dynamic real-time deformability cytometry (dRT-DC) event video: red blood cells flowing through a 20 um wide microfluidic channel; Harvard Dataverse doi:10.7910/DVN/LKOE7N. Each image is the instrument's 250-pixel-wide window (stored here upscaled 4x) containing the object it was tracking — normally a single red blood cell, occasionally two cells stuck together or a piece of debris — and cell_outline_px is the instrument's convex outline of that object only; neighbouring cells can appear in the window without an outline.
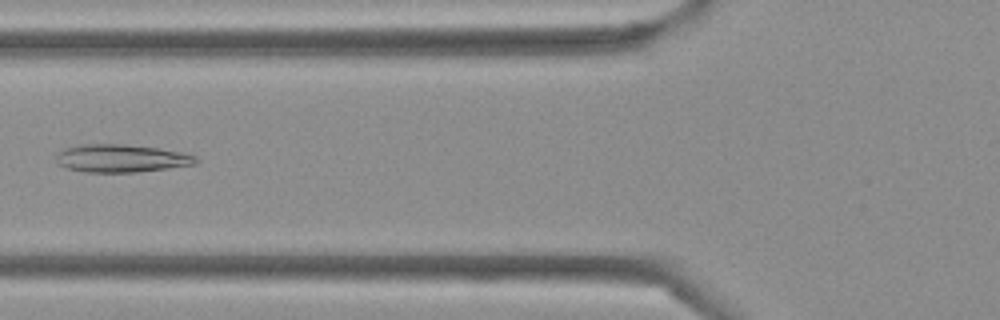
{"species": "Egyptian fruit bat (a non-hibernating species)", "species_latin": "Rousettus aegyptiacus", "temperature_condition": "cold", "stored_images_in_passage": 31, "camera_frame_rate_fps": 3000, "um_per_image_px": 0.085, "frame": {"image": 1, "passage_image": 4, "time_ms": 1.0, "image_size_px": [1000, 320], "cell_outline_px": [[200, 160], [196, 164], [168, 168], [136, 172], [84, 172], [68, 168], [56, 164], [56, 152], [64, 148], [80, 144], [124, 144], [160, 148], [184, 152], [196, 156]], "centroid_in_image_um": [10.3, 13.45], "position_along_channel_um": 115.5, "area_um2": 23.0}}
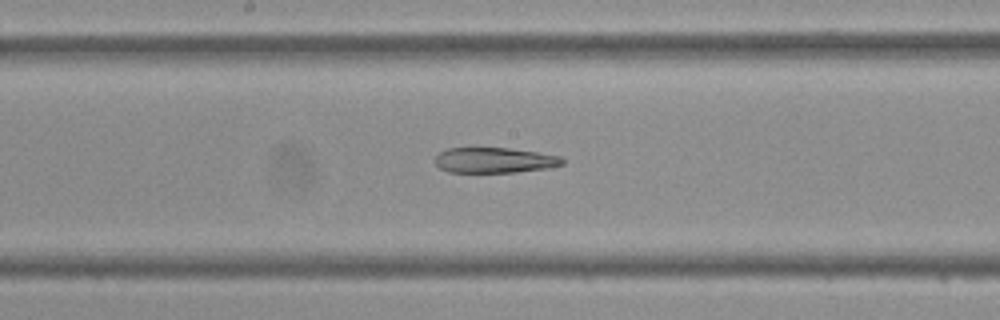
{"frame": {"image": 2, "passage_image": 10, "time_ms": 3.0, "image_size_px": [1000, 320], "cell_outline_px": [[564, 164], [548, 168], [516, 172], [448, 172], [440, 168], [432, 160], [440, 152], [448, 148], [508, 148], [536, 152], [560, 156], [564, 160]], "centroid_in_image_um": [42.01, 13.62], "position_along_channel_um": 206.2, "area_um2": 18.84}}
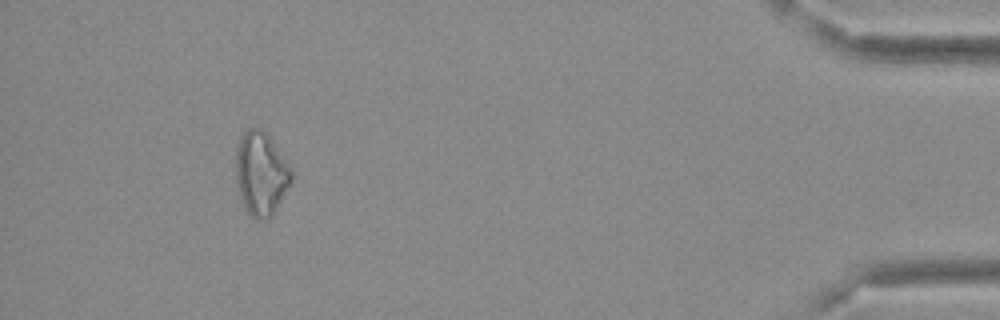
{"frame": {"image": 3, "passage_image": 28, "time_ms": 9.0, "image_size_px": [1000, 320], "cell_outline_px": [[292, 180], [268, 220], [256, 220], [248, 216], [244, 208], [240, 196], [236, 180], [236, 148], [240, 136], [248, 128], [256, 128], [264, 132], [272, 140], [288, 160], [292, 168]], "centroid_in_image_um": [22.17, 14.76], "position_along_channel_um": 413.0, "area_um2": 27.17}}